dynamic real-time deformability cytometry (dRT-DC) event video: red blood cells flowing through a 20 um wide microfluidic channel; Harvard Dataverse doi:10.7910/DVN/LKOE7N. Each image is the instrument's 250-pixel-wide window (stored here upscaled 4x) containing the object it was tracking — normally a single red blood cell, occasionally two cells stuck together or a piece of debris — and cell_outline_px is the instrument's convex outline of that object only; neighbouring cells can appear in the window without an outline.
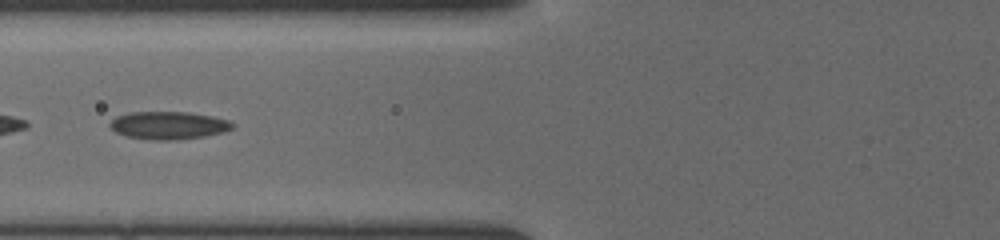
{"species": "common noctule bat (a hibernating species)", "species_latin": "Nyctalus noctula", "temperature_condition": "cold", "stored_images_in_passage": 16, "camera_frame_rate_fps": 3000, "um_per_image_px": 0.085, "animal": {"sex": "female", "body_mass_g": 19.5, "forearm_length_mm": 54.1}, "frame": {"image": 1, "passage_image": 6, "time_ms": 2.667, "image_size_px": [1000, 240], "cell_outline_px": [[236, 124], [232, 128], [224, 132], [204, 136], [176, 140], [148, 140], [128, 136], [116, 132], [108, 124], [116, 116], [128, 112], [188, 112], [212, 116], [228, 120]], "centroid_in_image_um": [14.33, 10.65], "position_along_channel_um": 111.5, "area_um2": 19.88}}
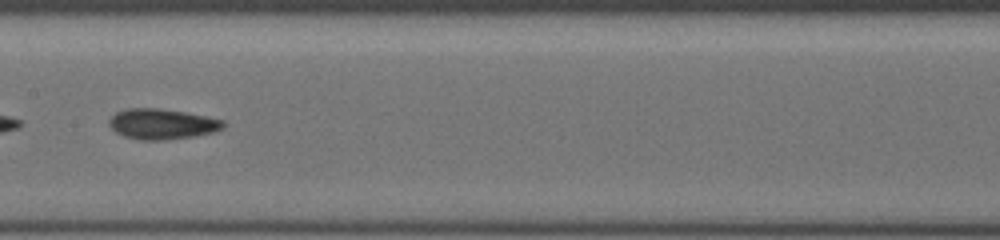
{"frame": {"image": 2, "passage_image": 10, "time_ms": 4.667, "image_size_px": [1000, 240], "cell_outline_px": [[228, 124], [224, 128], [212, 132], [196, 136], [164, 140], [140, 140], [124, 136], [116, 132], [108, 124], [108, 120], [116, 112], [128, 108], [160, 108], [208, 116], [224, 120]], "centroid_in_image_um": [13.81, 10.54], "position_along_channel_um": 193.6, "area_um2": 20.46}}
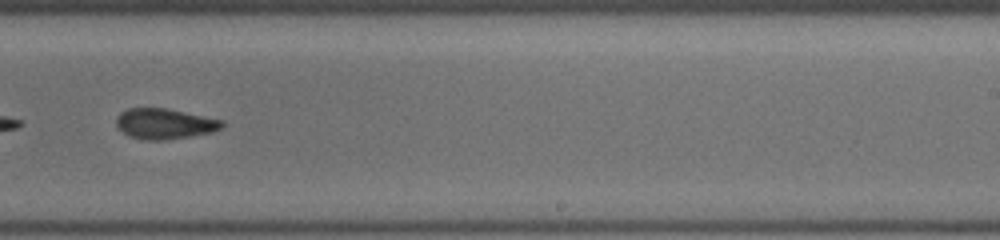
{"frame": {"image": 3, "passage_image": 14, "time_ms": 6.667, "image_size_px": [1000, 240], "cell_outline_px": [[224, 124], [220, 128], [212, 132], [164, 140], [144, 140], [128, 136], [116, 124], [116, 116], [120, 112], [128, 108], [168, 108], [224, 120]], "centroid_in_image_um": [13.98, 10.5], "position_along_channel_um": 275.0, "area_um2": 18.79}}